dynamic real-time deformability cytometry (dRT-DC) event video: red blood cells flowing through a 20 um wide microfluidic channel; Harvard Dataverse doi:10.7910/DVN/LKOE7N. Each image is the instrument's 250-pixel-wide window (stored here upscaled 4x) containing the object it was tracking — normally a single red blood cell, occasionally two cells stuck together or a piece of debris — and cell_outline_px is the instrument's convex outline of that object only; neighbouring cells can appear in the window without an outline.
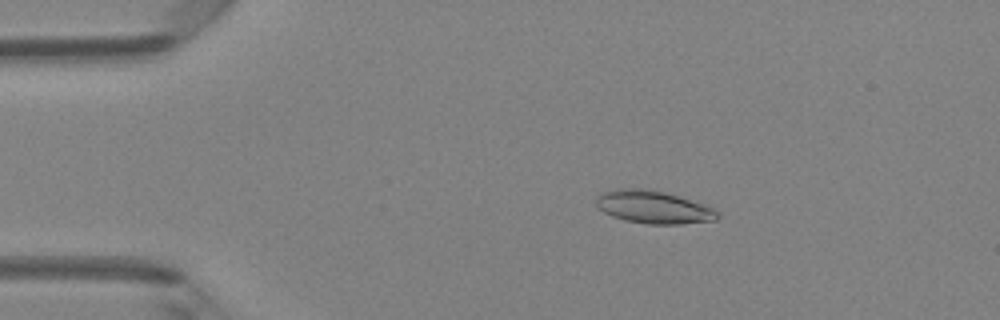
{"species": "Egyptian fruit bat (a non-hibernating species)", "species_latin": "Rousettus aegyptiacus", "temperature_condition": "room temperature", "stored_images_in_passage": 44, "camera_frame_rate_fps": 3000, "um_per_image_px": 0.085, "animal": {"sex": "female"}, "frame": {"image": 1, "passage_image": 5, "time_ms": 1.333, "image_size_px": [1000, 320], "cell_outline_px": [[720, 216], [716, 220], [680, 224], [648, 224], [624, 220], [612, 216], [604, 212], [596, 204], [596, 196], [604, 192], [616, 188], [648, 188], [664, 192], [704, 204], [716, 208], [720, 212]], "centroid_in_image_um": [55.57, 17.6], "position_along_channel_um": 29.4, "area_um2": 23.35}}
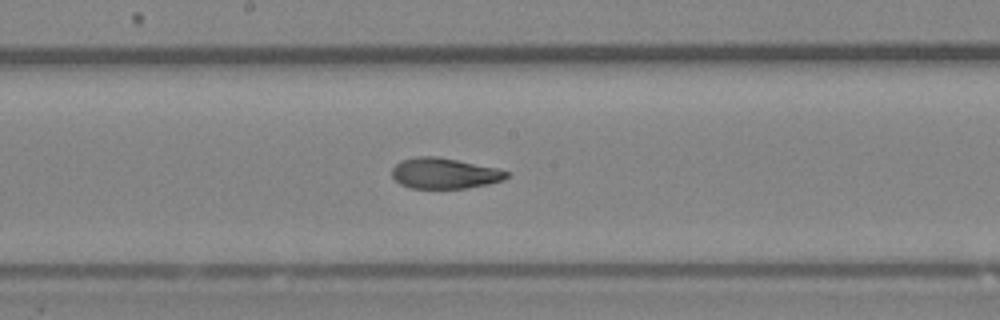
{"frame": {"image": 2, "passage_image": 22, "time_ms": 7.0, "image_size_px": [1000, 320], "cell_outline_px": [[508, 176], [504, 180], [488, 184], [468, 188], [412, 188], [400, 184], [392, 176], [392, 168], [400, 160], [416, 156], [436, 156], [496, 168], [508, 172]], "centroid_in_image_um": [37.75, 14.73], "position_along_channel_um": 210.5, "area_um2": 20.4}}
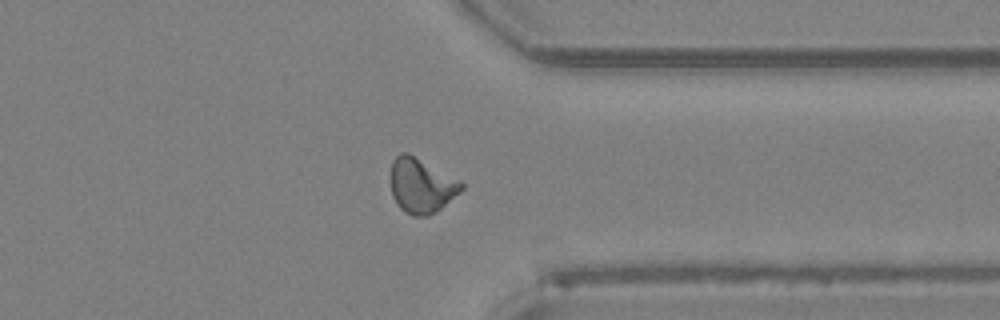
{"frame": {"image": 3, "passage_image": 34, "time_ms": 11.0, "image_size_px": [1000, 320], "cell_outline_px": [[464, 188], [460, 192], [440, 208], [428, 216], [412, 216], [400, 208], [396, 204], [392, 196], [388, 176], [392, 160], [400, 152], [408, 152], [460, 180], [464, 184]], "centroid_in_image_um": [35.76, 15.75], "position_along_channel_um": 375.6, "area_um2": 22.95}, "authors_computed_cell_mechanics": {"area_um2": 21.5883, "velocity_mm_per_s": 4.1892, "shape_relaxation_time_tau1_ms": 3.9541, "shape_relaxation_time_tau2_ms": 1.3471, "deformation_change_tau1": 0.1463, "deformation_change_tau2": 0.0692}}